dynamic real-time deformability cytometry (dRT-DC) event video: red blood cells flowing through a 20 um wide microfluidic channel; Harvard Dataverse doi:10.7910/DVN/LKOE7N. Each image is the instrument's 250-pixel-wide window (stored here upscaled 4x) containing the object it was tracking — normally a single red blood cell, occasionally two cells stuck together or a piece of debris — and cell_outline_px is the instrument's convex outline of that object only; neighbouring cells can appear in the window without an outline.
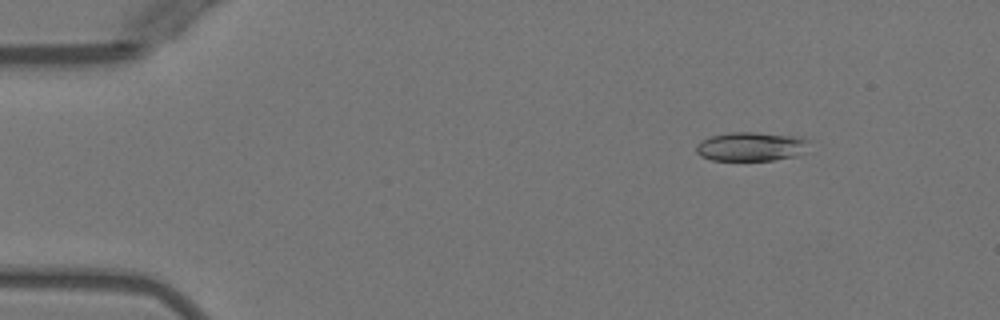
{"species": "Egyptian fruit bat (a non-hibernating species)", "species_latin": "Rousettus aegyptiacus", "temperature_condition": "warm", "stored_images_in_passage": 4, "camera_frame_rate_fps": 3000, "um_per_image_px": 0.085, "animal": {"sex": "female"}, "frame": {"image": 1, "passage_image": 2, "time_ms": 1.0, "image_size_px": [1000, 320], "cell_outline_px": [[808, 140], [804, 152], [796, 156], [772, 160], [712, 160], [700, 156], [696, 152], [696, 148], [700, 140], [708, 136], [732, 132], [752, 132], [800, 136]], "centroid_in_image_um": [63.81, 12.45], "position_along_channel_um": 21.2, "area_um2": 19.13}}
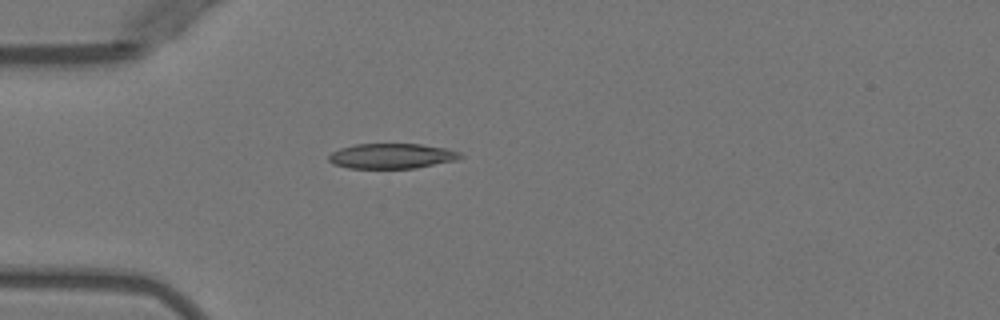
{"frame": {"image": 2, "passage_image": 4, "time_ms": 3.667, "image_size_px": [1000, 320], "cell_outline_px": [[464, 156], [456, 160], [416, 168], [348, 168], [332, 164], [328, 160], [328, 156], [332, 152], [340, 148], [356, 144], [420, 144], [444, 148], [460, 152]], "centroid_in_image_um": [33.28, 13.26], "position_along_channel_um": 51.7, "area_um2": 19.25}}